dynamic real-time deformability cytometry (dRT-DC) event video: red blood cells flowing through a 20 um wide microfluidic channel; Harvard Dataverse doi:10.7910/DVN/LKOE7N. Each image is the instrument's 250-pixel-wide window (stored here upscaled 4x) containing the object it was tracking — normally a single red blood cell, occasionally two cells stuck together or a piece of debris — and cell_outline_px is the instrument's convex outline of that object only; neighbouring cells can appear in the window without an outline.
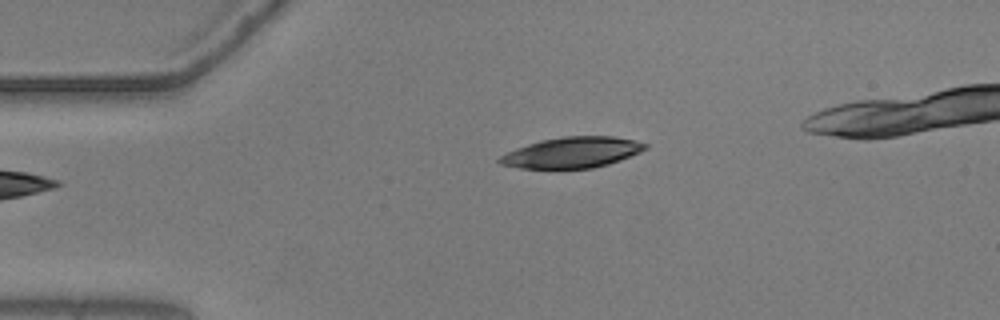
{"species": "common noctule bat (a hibernating species)", "species_latin": "Nyctalus noctula", "temperature_condition": "warm", "stored_images_in_passage": 40, "camera_frame_rate_fps": 3000, "um_per_image_px": 0.085, "animal": {"sex": "male", "body_mass_g": 20.5, "forearm_length_mm": 52.5}, "frame": {"image": 1, "passage_image": 1, "time_ms": 0.0, "image_size_px": [1000, 320], "cell_outline_px": [[648, 148], [640, 152], [620, 160], [608, 164], [592, 168], [520, 168], [500, 164], [496, 160], [500, 156], [516, 148], [540, 140], [564, 136], [612, 136], [632, 140], [648, 144]], "centroid_in_image_um": [48.62, 12.96], "position_along_channel_um": 36.4, "area_um2": 25.95}}
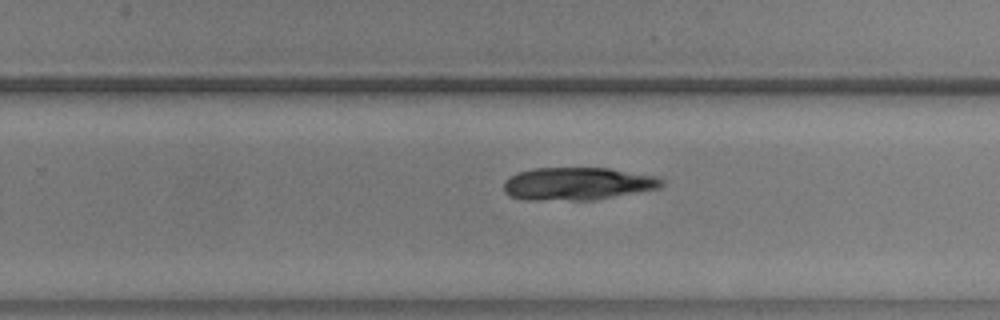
{"frame": {"image": 2, "passage_image": 24, "time_ms": 7.667, "image_size_px": [1000, 320], "cell_outline_px": [[664, 184], [660, 188], [596, 200], [524, 200], [508, 196], [504, 192], [504, 180], [508, 176], [516, 172], [532, 168], [608, 168], [656, 176], [664, 180]], "centroid_in_image_um": [49.05, 15.62], "position_along_channel_um": 280.8, "area_um2": 30.58}}
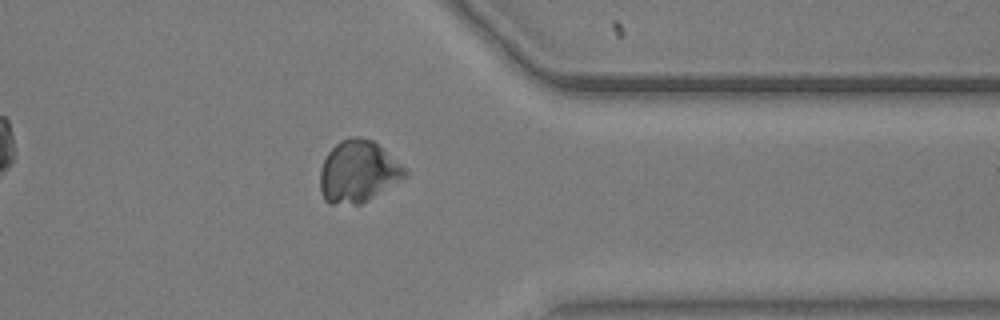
{"frame": {"image": 3, "passage_image": 33, "time_ms": 10.667, "image_size_px": [1000, 320], "cell_outline_px": [[408, 176], [360, 204], [328, 204], [324, 200], [320, 192], [320, 168], [328, 152], [340, 140], [352, 136], [360, 136], [372, 140], [400, 164], [408, 172]], "centroid_in_image_um": [30.4, 14.59], "position_along_channel_um": 381.0, "area_um2": 30.4}}